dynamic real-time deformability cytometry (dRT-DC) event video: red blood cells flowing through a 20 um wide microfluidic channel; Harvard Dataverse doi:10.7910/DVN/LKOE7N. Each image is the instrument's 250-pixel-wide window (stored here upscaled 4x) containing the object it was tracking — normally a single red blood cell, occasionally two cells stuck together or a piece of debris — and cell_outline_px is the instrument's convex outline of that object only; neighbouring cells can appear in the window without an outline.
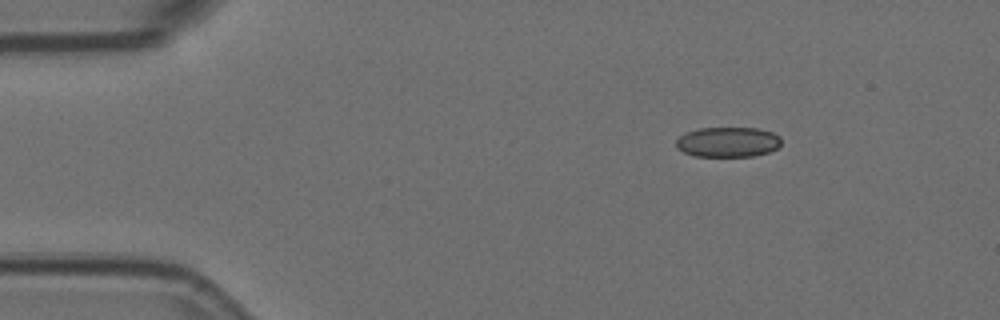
{"species": "Egyptian fruit bat (a non-hibernating species)", "species_latin": "Rousettus aegyptiacus", "temperature_condition": "room temperature", "stored_images_in_passage": 3, "camera_frame_rate_fps": 3000, "um_per_image_px": 0.085, "animal": {"sex": "female"}, "frame": {"image": 1, "passage_image": 1, "time_ms": 0.0, "image_size_px": [1000, 320], "cell_outline_px": [[780, 144], [776, 148], [768, 152], [752, 156], [696, 156], [684, 152], [676, 148], [676, 140], [680, 136], [688, 132], [700, 128], [756, 128], [772, 132], [780, 136]], "centroid_in_image_um": [61.86, 12.07], "position_along_channel_um": 23.1, "area_um2": 18.26}}
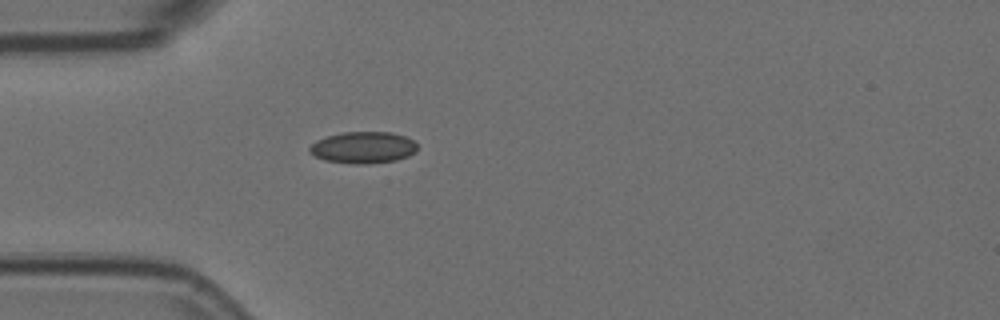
{"frame": {"image": 2, "passage_image": 3, "time_ms": 0.667, "image_size_px": [1000, 320], "cell_outline_px": [[416, 152], [408, 156], [396, 160], [368, 164], [352, 164], [324, 160], [308, 152], [308, 148], [316, 140], [328, 136], [344, 132], [392, 132], [404, 136], [412, 140], [416, 144]], "centroid_in_image_um": [30.86, 12.54], "position_along_channel_um": 54.1, "area_um2": 19.88}}